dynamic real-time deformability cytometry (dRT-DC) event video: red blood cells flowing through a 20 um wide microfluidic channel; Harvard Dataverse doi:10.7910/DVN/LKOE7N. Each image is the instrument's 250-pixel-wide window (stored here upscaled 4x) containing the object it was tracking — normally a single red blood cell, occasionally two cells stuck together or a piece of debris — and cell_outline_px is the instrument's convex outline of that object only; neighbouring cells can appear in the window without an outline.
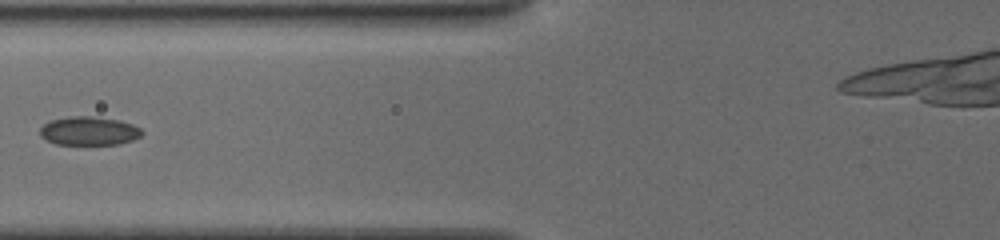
{"species": "common noctule bat (a hibernating species)", "species_latin": "Nyctalus noctula", "temperature_condition": "cold", "stored_images_in_passage": 29, "camera_frame_rate_fps": 3000, "um_per_image_px": 0.085, "animal": {"sex": "female", "body_mass_g": 19.5, "forearm_length_mm": 54.1}, "frame": {"image": 1, "passage_image": 17, "time_ms": 8.333, "image_size_px": [1000, 240], "cell_outline_px": [[144, 132], [140, 136], [132, 140], [120, 144], [56, 144], [40, 136], [40, 128], [48, 120], [72, 116], [88, 116], [120, 120], [132, 124], [140, 128]], "centroid_in_image_um": [7.56, 11.12], "position_along_channel_um": 118.2, "area_um2": 16.99}}
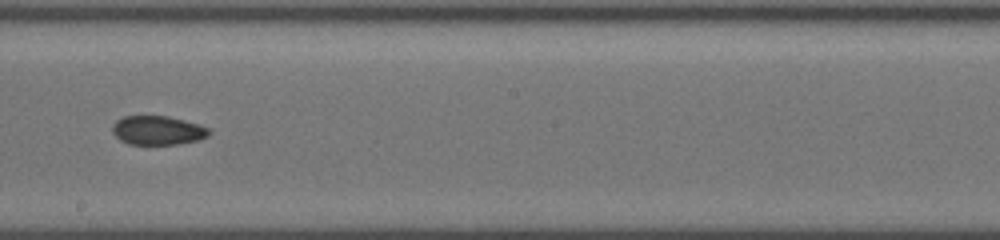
{"frame": {"image": 2, "passage_image": 21, "time_ms": 11.333, "image_size_px": [1000, 240], "cell_outline_px": [[212, 132], [208, 136], [200, 140], [180, 144], [128, 144], [120, 140], [112, 132], [112, 124], [116, 120], [124, 116], [168, 116], [184, 120], [208, 128]], "centroid_in_image_um": [13.4, 11.08], "position_along_channel_um": 234.8, "area_um2": 16.42}}